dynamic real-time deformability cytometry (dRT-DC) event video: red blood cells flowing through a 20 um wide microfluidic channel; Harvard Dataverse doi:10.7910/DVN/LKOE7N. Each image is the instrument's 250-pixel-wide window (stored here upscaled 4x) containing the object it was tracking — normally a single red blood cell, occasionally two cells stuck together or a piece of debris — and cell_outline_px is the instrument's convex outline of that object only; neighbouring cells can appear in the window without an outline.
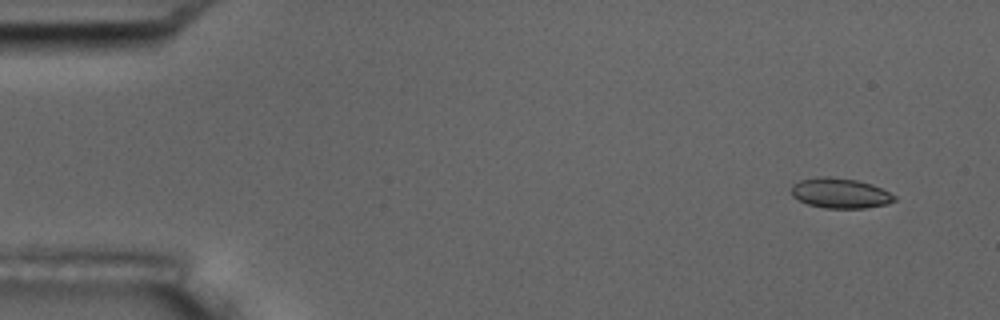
{"species": "common noctule bat (a hibernating species)", "species_latin": "Nyctalus noctula", "temperature_condition": "room temperature", "stored_images_in_passage": 7, "camera_frame_rate_fps": 3000, "um_per_image_px": 0.085, "animal": {"sex": "male", "body_mass_g": 17.5, "forearm_length_mm": 52.3}, "frame": {"image": 1, "passage_image": 1, "time_ms": 0.0, "image_size_px": [1000, 320], "cell_outline_px": [[896, 200], [888, 204], [864, 208], [824, 208], [808, 204], [792, 196], [792, 184], [800, 180], [820, 176], [828, 176], [856, 180], [872, 184], [896, 196]], "centroid_in_image_um": [71.41, 16.42], "position_along_channel_um": 13.6, "area_um2": 18.03}}
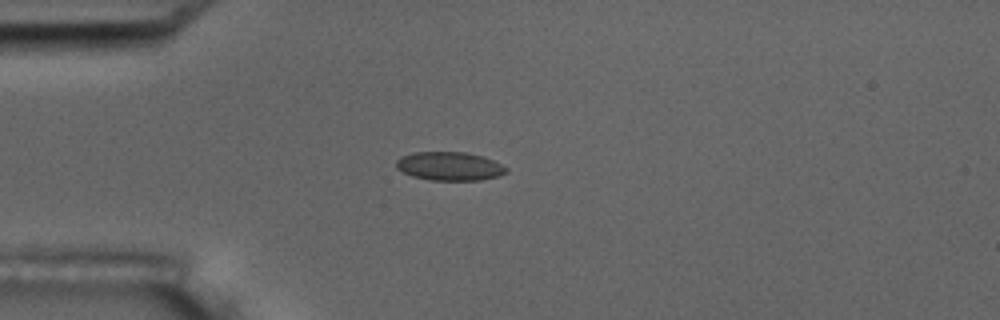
{"frame": {"image": 2, "passage_image": 4, "time_ms": 3.667, "image_size_px": [1000, 320], "cell_outline_px": [[508, 172], [500, 176], [480, 180], [428, 180], [412, 176], [396, 168], [396, 160], [400, 156], [412, 152], [468, 152], [492, 160], [508, 168]], "centroid_in_image_um": [38.2, 14.13], "position_along_channel_um": 46.8, "area_um2": 18.44}}